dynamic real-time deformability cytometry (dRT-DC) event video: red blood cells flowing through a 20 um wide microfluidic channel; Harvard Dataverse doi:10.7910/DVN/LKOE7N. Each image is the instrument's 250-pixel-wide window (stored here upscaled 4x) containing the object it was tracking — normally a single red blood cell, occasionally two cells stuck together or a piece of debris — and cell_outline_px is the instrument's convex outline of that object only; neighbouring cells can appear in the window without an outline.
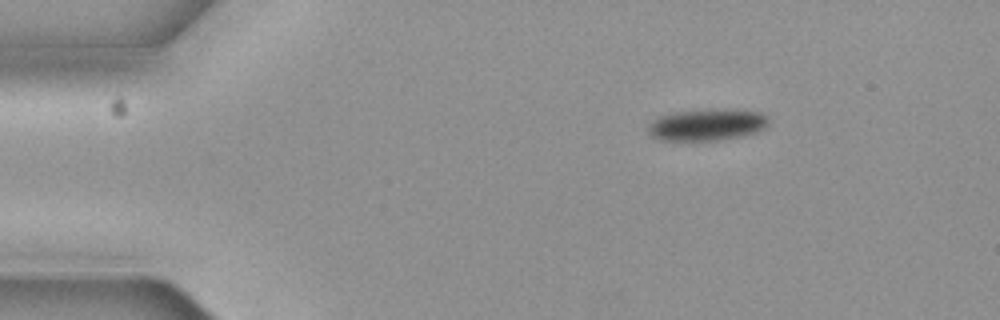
{"species": "common noctule bat (a hibernating species)", "species_latin": "Nyctalus noctula", "temperature_condition": "cold", "stored_images_in_passage": 4, "camera_frame_rate_fps": 3000, "um_per_image_px": 0.085, "animal": {"sex": "female", "body_mass_g": 19.3, "forearm_length_mm": 54.1}, "frame": {"image": 1, "passage_image": 1, "time_ms": 0.0, "image_size_px": [1000, 320], "cell_outline_px": [[768, 124], [764, 128], [756, 132], [740, 136], [716, 140], [660, 140], [652, 136], [648, 132], [648, 124], [652, 120], [660, 116], [676, 112], [712, 108], [760, 112], [768, 116]], "centroid_in_image_um": [60.08, 10.59], "position_along_channel_um": 24.9, "area_um2": 22.2}}
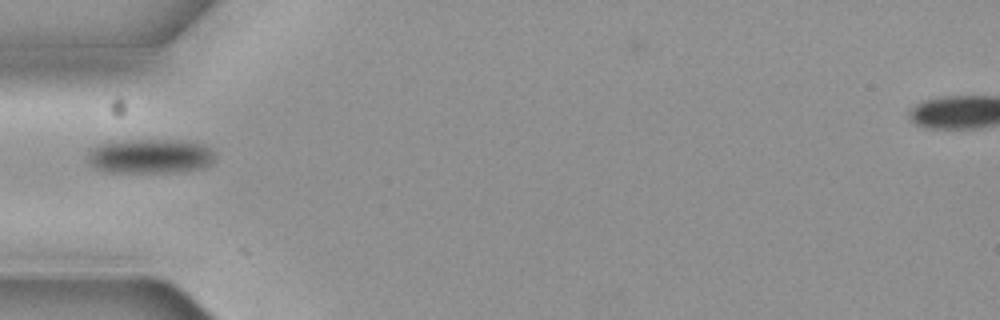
{"frame": {"image": 2, "passage_image": 4, "time_ms": 1.0, "image_size_px": [1000, 320], "cell_outline_px": [[212, 160], [208, 164], [200, 168], [168, 172], [108, 172], [96, 168], [88, 160], [88, 148], [108, 140], [188, 140], [204, 144], [212, 152]], "centroid_in_image_um": [12.67, 13.24], "position_along_channel_um": 72.3, "area_um2": 25.66}}